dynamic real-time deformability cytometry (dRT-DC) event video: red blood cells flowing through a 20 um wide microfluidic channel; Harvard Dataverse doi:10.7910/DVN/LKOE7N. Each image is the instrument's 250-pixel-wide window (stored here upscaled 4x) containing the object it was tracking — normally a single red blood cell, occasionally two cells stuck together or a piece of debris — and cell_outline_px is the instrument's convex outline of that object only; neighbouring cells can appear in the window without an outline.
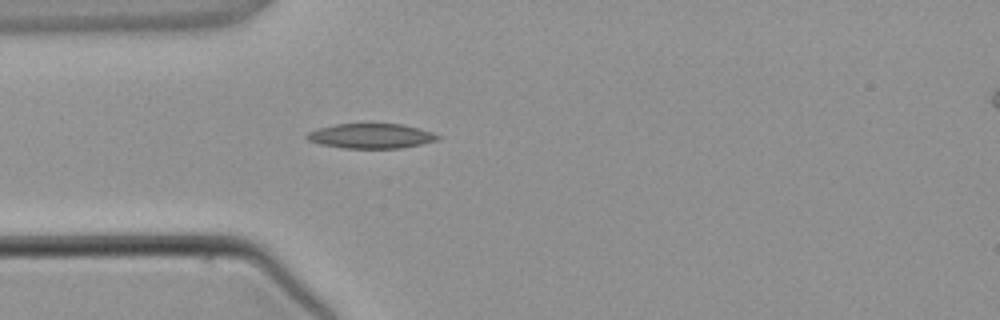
{"species": "common noctule bat (a hibernating species)", "species_latin": "Nyctalus noctula", "temperature_condition": "warm", "stored_images_in_passage": 2, "camera_frame_rate_fps": 3000, "um_per_image_px": 0.085, "animal": {"sex": "male", "body_mass_g": 21.5, "forearm_length_mm": 52.0}, "frame": {"image": 1, "passage_image": 2, "time_ms": 1.333, "image_size_px": [1000, 320], "cell_outline_px": [[440, 140], [400, 148], [344, 148], [320, 144], [308, 140], [304, 136], [308, 132], [316, 128], [336, 124], [400, 124], [420, 128], [432, 132], [440, 136]], "centroid_in_image_um": [31.52, 11.55], "position_along_channel_um": 53.5, "area_um2": 18.96}}